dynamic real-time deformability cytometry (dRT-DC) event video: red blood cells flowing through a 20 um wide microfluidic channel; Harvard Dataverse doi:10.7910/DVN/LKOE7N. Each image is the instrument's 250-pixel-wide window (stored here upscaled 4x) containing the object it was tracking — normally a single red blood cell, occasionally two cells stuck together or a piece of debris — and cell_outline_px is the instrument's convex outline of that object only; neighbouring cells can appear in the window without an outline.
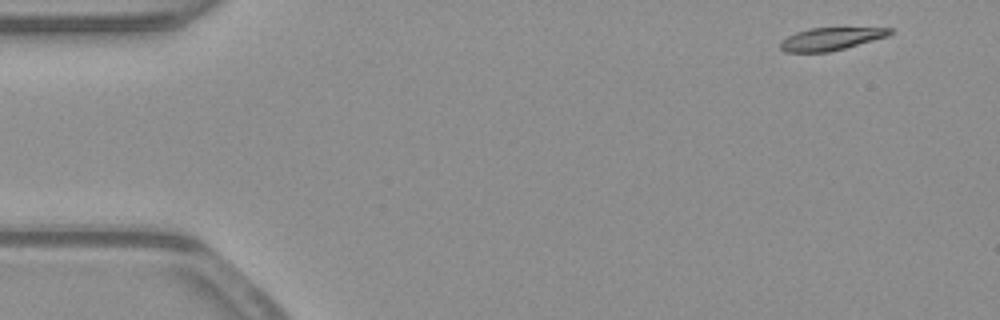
{"species": "common noctule bat (a hibernating species)", "species_latin": "Nyctalus noctula", "temperature_condition": "warm", "stored_images_in_passage": 50, "camera_frame_rate_fps": 3000, "um_per_image_px": 0.085, "animal": {"sex": "male", "body_mass_g": 23.1, "forearm_length_mm": 52.7}, "frame": {"image": 1, "passage_image": 1, "time_ms": 0.0, "image_size_px": [1000, 320], "cell_outline_px": [[896, 32], [888, 36], [844, 48], [828, 52], [784, 52], [780, 48], [780, 44], [788, 36], [796, 32], [812, 28], [892, 28]], "centroid_in_image_um": [70.65, 3.3], "position_along_channel_um": 14.3, "area_um2": 14.28}}
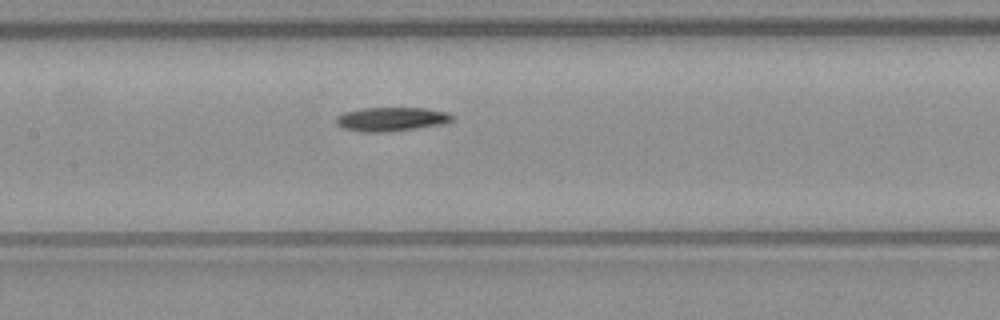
{"frame": {"image": 2, "passage_image": 22, "time_ms": 7.0, "image_size_px": [1000, 320], "cell_outline_px": [[456, 120], [444, 124], [388, 132], [360, 132], [344, 128], [336, 124], [336, 116], [344, 112], [364, 108], [424, 108], [448, 112], [456, 116]], "centroid_in_image_um": [33.32, 10.13], "position_along_channel_um": 174.1, "area_um2": 16.42}}
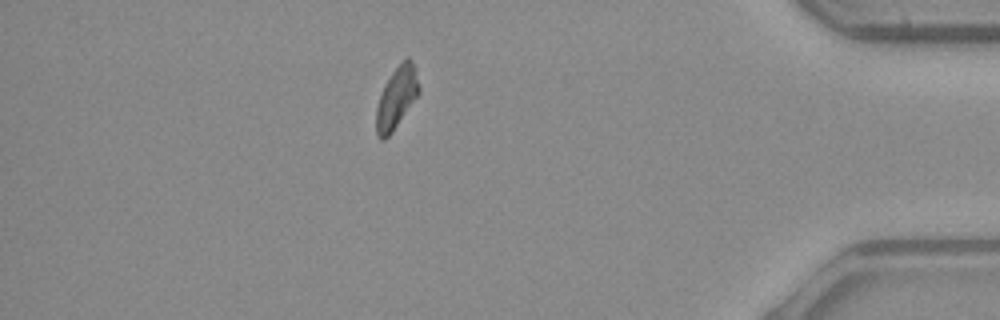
{"frame": {"image": 3, "passage_image": 43, "time_ms": 14.0, "image_size_px": [1000, 320], "cell_outline_px": [[420, 92], [392, 132], [384, 140], [380, 140], [376, 136], [376, 108], [384, 84], [392, 72], [408, 56], [412, 60], [420, 88]], "centroid_in_image_um": [33.69, 8.33], "position_along_channel_um": 401.5, "area_um2": 15.14}, "authors_computed_cell_mechanics": {"area_um2": 15.4615, "velocity_mm_per_s": 3.9099, "shape_relaxation_time_tau1_ms": 4.444, "shape_relaxation_time_tau2_ms": null, "deformation_change_tau1": 0.1512, "deformation_change_tau2": null}}